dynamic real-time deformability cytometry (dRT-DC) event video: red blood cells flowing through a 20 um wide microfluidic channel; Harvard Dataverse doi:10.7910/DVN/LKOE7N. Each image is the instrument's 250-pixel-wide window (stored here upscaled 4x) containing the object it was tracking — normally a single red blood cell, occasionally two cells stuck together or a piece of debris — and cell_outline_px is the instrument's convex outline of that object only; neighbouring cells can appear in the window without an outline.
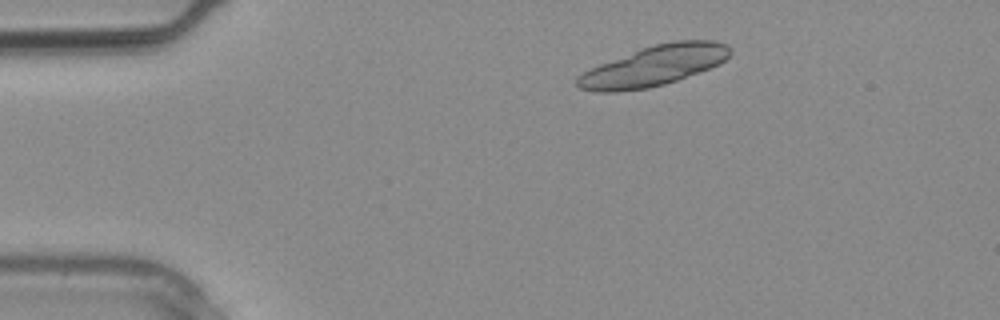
{"species": "common noctule bat (a hibernating species)", "species_latin": "Nyctalus noctula", "temperature_condition": "warm", "stored_images_in_passage": 2, "camera_frame_rate_fps": 3000, "um_per_image_px": 0.085, "animal": {"sex": "male", "body_mass_g": 20.4}, "frame": {"image": 1, "passage_image": 1, "time_ms": 0.0, "image_size_px": [1000, 320], "cell_outline_px": [[732, 52], [720, 64], [676, 80], [664, 84], [648, 88], [616, 92], [596, 92], [580, 88], [576, 84], [576, 76], [600, 64], [652, 44], [676, 40], [716, 40], [728, 44], [732, 48]], "centroid_in_image_um": [55.61, 5.58], "position_along_channel_um": 29.4, "area_um2": 35.72}}